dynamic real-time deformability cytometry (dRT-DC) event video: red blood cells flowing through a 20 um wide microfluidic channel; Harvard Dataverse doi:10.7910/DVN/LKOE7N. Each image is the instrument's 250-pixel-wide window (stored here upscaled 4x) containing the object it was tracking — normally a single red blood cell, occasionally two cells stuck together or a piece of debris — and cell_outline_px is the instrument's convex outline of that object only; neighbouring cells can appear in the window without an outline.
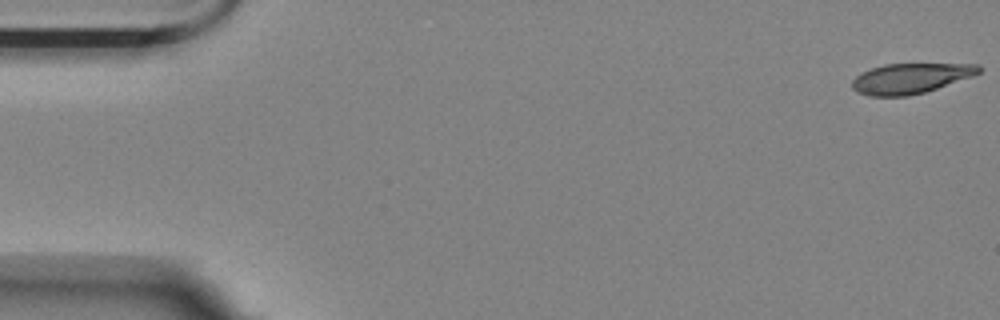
{"species": "Egyptian fruit bat (a non-hibernating species)", "species_latin": "Rousettus aegyptiacus", "temperature_condition": "room temperature", "stored_images_in_passage": 4, "camera_frame_rate_fps": 3000, "um_per_image_px": 0.085, "animal": {"sex": "female"}, "frame": {"image": 1, "passage_image": 1, "time_ms": 0.0, "image_size_px": [1000, 320], "cell_outline_px": [[984, 68], [980, 72], [972, 76], [924, 92], [908, 96], [868, 96], [856, 92], [852, 88], [852, 80], [860, 72], [884, 64], [980, 64]], "centroid_in_image_um": [77.37, 6.66], "position_along_channel_um": 7.6, "area_um2": 22.31}}
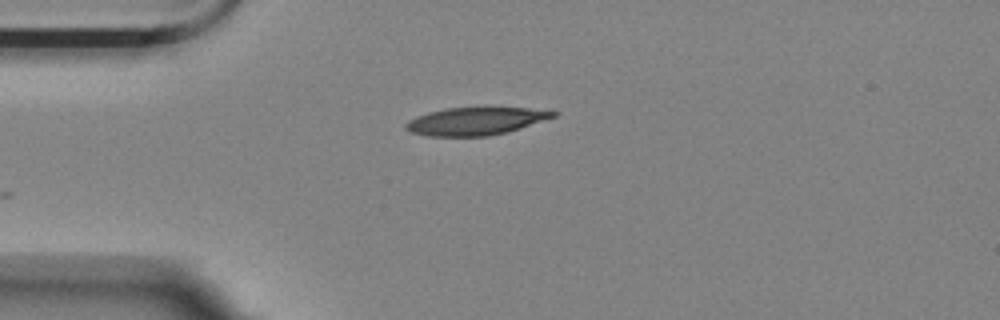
{"frame": {"image": 2, "passage_image": 4, "time_ms": 1.0, "image_size_px": [1000, 320], "cell_outline_px": [[560, 112], [556, 116], [508, 132], [488, 136], [428, 136], [412, 132], [404, 128], [404, 124], [408, 120], [416, 116], [428, 112], [448, 108], [484, 104], [488, 104], [552, 108]], "centroid_in_image_um": [40.59, 10.21], "position_along_channel_um": 44.4, "area_um2": 25.55}}